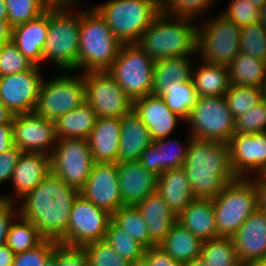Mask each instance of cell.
<instances>
[{"instance_id": "cell-1", "label": "cell", "mask_w": 266, "mask_h": 266, "mask_svg": "<svg viewBox=\"0 0 266 266\" xmlns=\"http://www.w3.org/2000/svg\"><path fill=\"white\" fill-rule=\"evenodd\" d=\"M79 193L50 172L20 199L18 215L31 221L46 239L59 241L67 233L70 211Z\"/></svg>"}, {"instance_id": "cell-2", "label": "cell", "mask_w": 266, "mask_h": 266, "mask_svg": "<svg viewBox=\"0 0 266 266\" xmlns=\"http://www.w3.org/2000/svg\"><path fill=\"white\" fill-rule=\"evenodd\" d=\"M183 170L194 198L212 200L237 179L231 168L228 143L214 140L191 137Z\"/></svg>"}, {"instance_id": "cell-3", "label": "cell", "mask_w": 266, "mask_h": 266, "mask_svg": "<svg viewBox=\"0 0 266 266\" xmlns=\"http://www.w3.org/2000/svg\"><path fill=\"white\" fill-rule=\"evenodd\" d=\"M194 18L160 13L136 42L154 61L197 53Z\"/></svg>"}, {"instance_id": "cell-4", "label": "cell", "mask_w": 266, "mask_h": 266, "mask_svg": "<svg viewBox=\"0 0 266 266\" xmlns=\"http://www.w3.org/2000/svg\"><path fill=\"white\" fill-rule=\"evenodd\" d=\"M122 43L92 7L81 10L78 70L108 71Z\"/></svg>"}, {"instance_id": "cell-5", "label": "cell", "mask_w": 266, "mask_h": 266, "mask_svg": "<svg viewBox=\"0 0 266 266\" xmlns=\"http://www.w3.org/2000/svg\"><path fill=\"white\" fill-rule=\"evenodd\" d=\"M49 10L42 62H51L62 71L78 70L81 11Z\"/></svg>"}, {"instance_id": "cell-6", "label": "cell", "mask_w": 266, "mask_h": 266, "mask_svg": "<svg viewBox=\"0 0 266 266\" xmlns=\"http://www.w3.org/2000/svg\"><path fill=\"white\" fill-rule=\"evenodd\" d=\"M93 8L122 44L136 43L161 13L160 0H107Z\"/></svg>"}, {"instance_id": "cell-7", "label": "cell", "mask_w": 266, "mask_h": 266, "mask_svg": "<svg viewBox=\"0 0 266 266\" xmlns=\"http://www.w3.org/2000/svg\"><path fill=\"white\" fill-rule=\"evenodd\" d=\"M212 201L217 237H233L247 218L257 210L255 183L251 177L237 178Z\"/></svg>"}, {"instance_id": "cell-8", "label": "cell", "mask_w": 266, "mask_h": 266, "mask_svg": "<svg viewBox=\"0 0 266 266\" xmlns=\"http://www.w3.org/2000/svg\"><path fill=\"white\" fill-rule=\"evenodd\" d=\"M154 64L136 43L122 44L108 72L133 101L152 93Z\"/></svg>"}, {"instance_id": "cell-9", "label": "cell", "mask_w": 266, "mask_h": 266, "mask_svg": "<svg viewBox=\"0 0 266 266\" xmlns=\"http://www.w3.org/2000/svg\"><path fill=\"white\" fill-rule=\"evenodd\" d=\"M215 18L197 25V54L206 63L228 66L240 53L242 28L222 14Z\"/></svg>"}, {"instance_id": "cell-10", "label": "cell", "mask_w": 266, "mask_h": 266, "mask_svg": "<svg viewBox=\"0 0 266 266\" xmlns=\"http://www.w3.org/2000/svg\"><path fill=\"white\" fill-rule=\"evenodd\" d=\"M68 72L64 71L51 80L43 79L34 111L36 114L56 121L85 102L83 72L81 76Z\"/></svg>"}, {"instance_id": "cell-11", "label": "cell", "mask_w": 266, "mask_h": 266, "mask_svg": "<svg viewBox=\"0 0 266 266\" xmlns=\"http://www.w3.org/2000/svg\"><path fill=\"white\" fill-rule=\"evenodd\" d=\"M192 137L228 143L235 133V118L224 96L198 97L186 124Z\"/></svg>"}, {"instance_id": "cell-12", "label": "cell", "mask_w": 266, "mask_h": 266, "mask_svg": "<svg viewBox=\"0 0 266 266\" xmlns=\"http://www.w3.org/2000/svg\"><path fill=\"white\" fill-rule=\"evenodd\" d=\"M94 164L88 139H59L50 155L51 172L79 191Z\"/></svg>"}, {"instance_id": "cell-13", "label": "cell", "mask_w": 266, "mask_h": 266, "mask_svg": "<svg viewBox=\"0 0 266 266\" xmlns=\"http://www.w3.org/2000/svg\"><path fill=\"white\" fill-rule=\"evenodd\" d=\"M83 77L85 102L98 118H121L132 111L133 101L108 71L86 72Z\"/></svg>"}, {"instance_id": "cell-14", "label": "cell", "mask_w": 266, "mask_h": 266, "mask_svg": "<svg viewBox=\"0 0 266 266\" xmlns=\"http://www.w3.org/2000/svg\"><path fill=\"white\" fill-rule=\"evenodd\" d=\"M111 220L112 214L96 207L79 193L70 211L67 233L58 242L83 247L87 243L103 240Z\"/></svg>"}, {"instance_id": "cell-15", "label": "cell", "mask_w": 266, "mask_h": 266, "mask_svg": "<svg viewBox=\"0 0 266 266\" xmlns=\"http://www.w3.org/2000/svg\"><path fill=\"white\" fill-rule=\"evenodd\" d=\"M231 168L236 178L266 174V132L234 133L228 142Z\"/></svg>"}, {"instance_id": "cell-16", "label": "cell", "mask_w": 266, "mask_h": 266, "mask_svg": "<svg viewBox=\"0 0 266 266\" xmlns=\"http://www.w3.org/2000/svg\"><path fill=\"white\" fill-rule=\"evenodd\" d=\"M40 67L35 65L29 71L0 77V101L14 114L35 111L43 81Z\"/></svg>"}, {"instance_id": "cell-17", "label": "cell", "mask_w": 266, "mask_h": 266, "mask_svg": "<svg viewBox=\"0 0 266 266\" xmlns=\"http://www.w3.org/2000/svg\"><path fill=\"white\" fill-rule=\"evenodd\" d=\"M12 129L13 143L23 152L52 154L57 142L55 121L35 112L17 114Z\"/></svg>"}, {"instance_id": "cell-18", "label": "cell", "mask_w": 266, "mask_h": 266, "mask_svg": "<svg viewBox=\"0 0 266 266\" xmlns=\"http://www.w3.org/2000/svg\"><path fill=\"white\" fill-rule=\"evenodd\" d=\"M80 194L96 207L110 214L123 206L117 163L94 162L91 173Z\"/></svg>"}, {"instance_id": "cell-19", "label": "cell", "mask_w": 266, "mask_h": 266, "mask_svg": "<svg viewBox=\"0 0 266 266\" xmlns=\"http://www.w3.org/2000/svg\"><path fill=\"white\" fill-rule=\"evenodd\" d=\"M132 110L148 129L152 141L171 136L178 122H184L161 97L153 94L133 100Z\"/></svg>"}, {"instance_id": "cell-20", "label": "cell", "mask_w": 266, "mask_h": 266, "mask_svg": "<svg viewBox=\"0 0 266 266\" xmlns=\"http://www.w3.org/2000/svg\"><path fill=\"white\" fill-rule=\"evenodd\" d=\"M50 172V155L22 152L10 180L13 183L14 196L5 194L0 195V198L12 202L20 201L19 199L32 191Z\"/></svg>"}, {"instance_id": "cell-21", "label": "cell", "mask_w": 266, "mask_h": 266, "mask_svg": "<svg viewBox=\"0 0 266 266\" xmlns=\"http://www.w3.org/2000/svg\"><path fill=\"white\" fill-rule=\"evenodd\" d=\"M117 172L123 206H135L157 191L158 176L139 161L117 163Z\"/></svg>"}, {"instance_id": "cell-22", "label": "cell", "mask_w": 266, "mask_h": 266, "mask_svg": "<svg viewBox=\"0 0 266 266\" xmlns=\"http://www.w3.org/2000/svg\"><path fill=\"white\" fill-rule=\"evenodd\" d=\"M241 262L266 259V213L256 210L232 237Z\"/></svg>"}, {"instance_id": "cell-23", "label": "cell", "mask_w": 266, "mask_h": 266, "mask_svg": "<svg viewBox=\"0 0 266 266\" xmlns=\"http://www.w3.org/2000/svg\"><path fill=\"white\" fill-rule=\"evenodd\" d=\"M188 136V141L184 145L181 144V141L168 137L154 140L141 153L138 161L146 170L157 176L168 169L183 167L192 137L190 134ZM172 147L174 148L172 149Z\"/></svg>"}, {"instance_id": "cell-24", "label": "cell", "mask_w": 266, "mask_h": 266, "mask_svg": "<svg viewBox=\"0 0 266 266\" xmlns=\"http://www.w3.org/2000/svg\"><path fill=\"white\" fill-rule=\"evenodd\" d=\"M135 206L147 224L150 247L158 246L177 222V215L167 206L157 191Z\"/></svg>"}, {"instance_id": "cell-25", "label": "cell", "mask_w": 266, "mask_h": 266, "mask_svg": "<svg viewBox=\"0 0 266 266\" xmlns=\"http://www.w3.org/2000/svg\"><path fill=\"white\" fill-rule=\"evenodd\" d=\"M121 118H97L88 143L94 162L118 163Z\"/></svg>"}, {"instance_id": "cell-26", "label": "cell", "mask_w": 266, "mask_h": 266, "mask_svg": "<svg viewBox=\"0 0 266 266\" xmlns=\"http://www.w3.org/2000/svg\"><path fill=\"white\" fill-rule=\"evenodd\" d=\"M49 28V10L34 20L12 28L11 41L35 65L42 64V51Z\"/></svg>"}, {"instance_id": "cell-27", "label": "cell", "mask_w": 266, "mask_h": 266, "mask_svg": "<svg viewBox=\"0 0 266 266\" xmlns=\"http://www.w3.org/2000/svg\"><path fill=\"white\" fill-rule=\"evenodd\" d=\"M120 132L118 163L138 161L141 153L152 143V139L133 110L121 117Z\"/></svg>"}, {"instance_id": "cell-28", "label": "cell", "mask_w": 266, "mask_h": 266, "mask_svg": "<svg viewBox=\"0 0 266 266\" xmlns=\"http://www.w3.org/2000/svg\"><path fill=\"white\" fill-rule=\"evenodd\" d=\"M177 222L202 241L217 237L215 211L211 199L195 198L177 215Z\"/></svg>"}, {"instance_id": "cell-29", "label": "cell", "mask_w": 266, "mask_h": 266, "mask_svg": "<svg viewBox=\"0 0 266 266\" xmlns=\"http://www.w3.org/2000/svg\"><path fill=\"white\" fill-rule=\"evenodd\" d=\"M157 192L176 215L195 199L183 167L168 169L158 176Z\"/></svg>"}, {"instance_id": "cell-30", "label": "cell", "mask_w": 266, "mask_h": 266, "mask_svg": "<svg viewBox=\"0 0 266 266\" xmlns=\"http://www.w3.org/2000/svg\"><path fill=\"white\" fill-rule=\"evenodd\" d=\"M97 118L95 110L84 102L81 106L63 114L55 121L57 140L65 138L88 139Z\"/></svg>"}, {"instance_id": "cell-31", "label": "cell", "mask_w": 266, "mask_h": 266, "mask_svg": "<svg viewBox=\"0 0 266 266\" xmlns=\"http://www.w3.org/2000/svg\"><path fill=\"white\" fill-rule=\"evenodd\" d=\"M201 62L193 67L191 78L198 97L224 96L230 86L228 67Z\"/></svg>"}, {"instance_id": "cell-32", "label": "cell", "mask_w": 266, "mask_h": 266, "mask_svg": "<svg viewBox=\"0 0 266 266\" xmlns=\"http://www.w3.org/2000/svg\"><path fill=\"white\" fill-rule=\"evenodd\" d=\"M202 244L203 241L199 237L176 222L158 246L171 258L183 265L194 258L200 257Z\"/></svg>"}, {"instance_id": "cell-33", "label": "cell", "mask_w": 266, "mask_h": 266, "mask_svg": "<svg viewBox=\"0 0 266 266\" xmlns=\"http://www.w3.org/2000/svg\"><path fill=\"white\" fill-rule=\"evenodd\" d=\"M227 67L230 84L265 89L266 61L240 52Z\"/></svg>"}, {"instance_id": "cell-34", "label": "cell", "mask_w": 266, "mask_h": 266, "mask_svg": "<svg viewBox=\"0 0 266 266\" xmlns=\"http://www.w3.org/2000/svg\"><path fill=\"white\" fill-rule=\"evenodd\" d=\"M153 95L161 97L167 106L186 121L190 115L191 109L197 102L198 95L190 81H174L165 89H152Z\"/></svg>"}, {"instance_id": "cell-35", "label": "cell", "mask_w": 266, "mask_h": 266, "mask_svg": "<svg viewBox=\"0 0 266 266\" xmlns=\"http://www.w3.org/2000/svg\"><path fill=\"white\" fill-rule=\"evenodd\" d=\"M191 55L160 59L154 64L152 89H165L174 81H190L194 63Z\"/></svg>"}, {"instance_id": "cell-36", "label": "cell", "mask_w": 266, "mask_h": 266, "mask_svg": "<svg viewBox=\"0 0 266 266\" xmlns=\"http://www.w3.org/2000/svg\"><path fill=\"white\" fill-rule=\"evenodd\" d=\"M45 239L31 221L17 215L10 223L5 244L18 254L36 248Z\"/></svg>"}, {"instance_id": "cell-37", "label": "cell", "mask_w": 266, "mask_h": 266, "mask_svg": "<svg viewBox=\"0 0 266 266\" xmlns=\"http://www.w3.org/2000/svg\"><path fill=\"white\" fill-rule=\"evenodd\" d=\"M200 257L208 266H239L232 237L218 236L203 241Z\"/></svg>"}, {"instance_id": "cell-38", "label": "cell", "mask_w": 266, "mask_h": 266, "mask_svg": "<svg viewBox=\"0 0 266 266\" xmlns=\"http://www.w3.org/2000/svg\"><path fill=\"white\" fill-rule=\"evenodd\" d=\"M112 221L145 249L150 248L148 227L136 206H122L112 214Z\"/></svg>"}, {"instance_id": "cell-39", "label": "cell", "mask_w": 266, "mask_h": 266, "mask_svg": "<svg viewBox=\"0 0 266 266\" xmlns=\"http://www.w3.org/2000/svg\"><path fill=\"white\" fill-rule=\"evenodd\" d=\"M265 89L230 84L224 94L234 118L240 117L264 100Z\"/></svg>"}, {"instance_id": "cell-40", "label": "cell", "mask_w": 266, "mask_h": 266, "mask_svg": "<svg viewBox=\"0 0 266 266\" xmlns=\"http://www.w3.org/2000/svg\"><path fill=\"white\" fill-rule=\"evenodd\" d=\"M111 247L130 263L144 256L145 248L136 242L128 233L118 227L112 220L108 226L105 238Z\"/></svg>"}, {"instance_id": "cell-41", "label": "cell", "mask_w": 266, "mask_h": 266, "mask_svg": "<svg viewBox=\"0 0 266 266\" xmlns=\"http://www.w3.org/2000/svg\"><path fill=\"white\" fill-rule=\"evenodd\" d=\"M239 47L241 53L266 61V27L260 21L243 27Z\"/></svg>"}, {"instance_id": "cell-42", "label": "cell", "mask_w": 266, "mask_h": 266, "mask_svg": "<svg viewBox=\"0 0 266 266\" xmlns=\"http://www.w3.org/2000/svg\"><path fill=\"white\" fill-rule=\"evenodd\" d=\"M216 0H160L161 13L168 16L197 18L211 9Z\"/></svg>"}, {"instance_id": "cell-43", "label": "cell", "mask_w": 266, "mask_h": 266, "mask_svg": "<svg viewBox=\"0 0 266 266\" xmlns=\"http://www.w3.org/2000/svg\"><path fill=\"white\" fill-rule=\"evenodd\" d=\"M92 266H130L131 263L122 258L106 240L87 243L83 246Z\"/></svg>"}, {"instance_id": "cell-44", "label": "cell", "mask_w": 266, "mask_h": 266, "mask_svg": "<svg viewBox=\"0 0 266 266\" xmlns=\"http://www.w3.org/2000/svg\"><path fill=\"white\" fill-rule=\"evenodd\" d=\"M8 13V22L13 28L41 16L47 10L41 0H4Z\"/></svg>"}, {"instance_id": "cell-45", "label": "cell", "mask_w": 266, "mask_h": 266, "mask_svg": "<svg viewBox=\"0 0 266 266\" xmlns=\"http://www.w3.org/2000/svg\"><path fill=\"white\" fill-rule=\"evenodd\" d=\"M35 64L9 41L0 47V77L31 70Z\"/></svg>"}, {"instance_id": "cell-46", "label": "cell", "mask_w": 266, "mask_h": 266, "mask_svg": "<svg viewBox=\"0 0 266 266\" xmlns=\"http://www.w3.org/2000/svg\"><path fill=\"white\" fill-rule=\"evenodd\" d=\"M220 14L240 28H243L259 21L260 8L247 0H230L228 8L221 11Z\"/></svg>"}, {"instance_id": "cell-47", "label": "cell", "mask_w": 266, "mask_h": 266, "mask_svg": "<svg viewBox=\"0 0 266 266\" xmlns=\"http://www.w3.org/2000/svg\"><path fill=\"white\" fill-rule=\"evenodd\" d=\"M266 132V101L235 118V133L256 134Z\"/></svg>"}, {"instance_id": "cell-48", "label": "cell", "mask_w": 266, "mask_h": 266, "mask_svg": "<svg viewBox=\"0 0 266 266\" xmlns=\"http://www.w3.org/2000/svg\"><path fill=\"white\" fill-rule=\"evenodd\" d=\"M58 243L57 240L45 239L36 248L15 254L12 266H45Z\"/></svg>"}, {"instance_id": "cell-49", "label": "cell", "mask_w": 266, "mask_h": 266, "mask_svg": "<svg viewBox=\"0 0 266 266\" xmlns=\"http://www.w3.org/2000/svg\"><path fill=\"white\" fill-rule=\"evenodd\" d=\"M52 257L57 266H87L88 257L83 247L67 246L58 243L53 250Z\"/></svg>"}, {"instance_id": "cell-50", "label": "cell", "mask_w": 266, "mask_h": 266, "mask_svg": "<svg viewBox=\"0 0 266 266\" xmlns=\"http://www.w3.org/2000/svg\"><path fill=\"white\" fill-rule=\"evenodd\" d=\"M22 152L21 149L14 145L9 150L0 153V185L11 180L12 173Z\"/></svg>"}, {"instance_id": "cell-51", "label": "cell", "mask_w": 266, "mask_h": 266, "mask_svg": "<svg viewBox=\"0 0 266 266\" xmlns=\"http://www.w3.org/2000/svg\"><path fill=\"white\" fill-rule=\"evenodd\" d=\"M16 203L17 202L7 201L0 198V247L5 245L10 223L18 215Z\"/></svg>"}, {"instance_id": "cell-52", "label": "cell", "mask_w": 266, "mask_h": 266, "mask_svg": "<svg viewBox=\"0 0 266 266\" xmlns=\"http://www.w3.org/2000/svg\"><path fill=\"white\" fill-rule=\"evenodd\" d=\"M144 257L150 266H183L179 261L171 258L160 246L145 249Z\"/></svg>"}, {"instance_id": "cell-53", "label": "cell", "mask_w": 266, "mask_h": 266, "mask_svg": "<svg viewBox=\"0 0 266 266\" xmlns=\"http://www.w3.org/2000/svg\"><path fill=\"white\" fill-rule=\"evenodd\" d=\"M251 180L255 183L257 210L266 213V174L253 176Z\"/></svg>"}, {"instance_id": "cell-54", "label": "cell", "mask_w": 266, "mask_h": 266, "mask_svg": "<svg viewBox=\"0 0 266 266\" xmlns=\"http://www.w3.org/2000/svg\"><path fill=\"white\" fill-rule=\"evenodd\" d=\"M14 146L12 124H0V153Z\"/></svg>"}, {"instance_id": "cell-55", "label": "cell", "mask_w": 266, "mask_h": 266, "mask_svg": "<svg viewBox=\"0 0 266 266\" xmlns=\"http://www.w3.org/2000/svg\"><path fill=\"white\" fill-rule=\"evenodd\" d=\"M79 0H41L43 7L48 10H71Z\"/></svg>"}, {"instance_id": "cell-56", "label": "cell", "mask_w": 266, "mask_h": 266, "mask_svg": "<svg viewBox=\"0 0 266 266\" xmlns=\"http://www.w3.org/2000/svg\"><path fill=\"white\" fill-rule=\"evenodd\" d=\"M15 253L5 244L0 247V266H12Z\"/></svg>"}, {"instance_id": "cell-57", "label": "cell", "mask_w": 266, "mask_h": 266, "mask_svg": "<svg viewBox=\"0 0 266 266\" xmlns=\"http://www.w3.org/2000/svg\"><path fill=\"white\" fill-rule=\"evenodd\" d=\"M12 27L8 20H0V47L11 41Z\"/></svg>"}, {"instance_id": "cell-58", "label": "cell", "mask_w": 266, "mask_h": 266, "mask_svg": "<svg viewBox=\"0 0 266 266\" xmlns=\"http://www.w3.org/2000/svg\"><path fill=\"white\" fill-rule=\"evenodd\" d=\"M15 115L16 114L0 101V124H13Z\"/></svg>"}, {"instance_id": "cell-59", "label": "cell", "mask_w": 266, "mask_h": 266, "mask_svg": "<svg viewBox=\"0 0 266 266\" xmlns=\"http://www.w3.org/2000/svg\"><path fill=\"white\" fill-rule=\"evenodd\" d=\"M183 266H208L201 257L194 258L186 263Z\"/></svg>"}, {"instance_id": "cell-60", "label": "cell", "mask_w": 266, "mask_h": 266, "mask_svg": "<svg viewBox=\"0 0 266 266\" xmlns=\"http://www.w3.org/2000/svg\"><path fill=\"white\" fill-rule=\"evenodd\" d=\"M0 20H8V13L4 0H0Z\"/></svg>"}, {"instance_id": "cell-61", "label": "cell", "mask_w": 266, "mask_h": 266, "mask_svg": "<svg viewBox=\"0 0 266 266\" xmlns=\"http://www.w3.org/2000/svg\"><path fill=\"white\" fill-rule=\"evenodd\" d=\"M239 266H266L265 260L245 261L241 262Z\"/></svg>"}, {"instance_id": "cell-62", "label": "cell", "mask_w": 266, "mask_h": 266, "mask_svg": "<svg viewBox=\"0 0 266 266\" xmlns=\"http://www.w3.org/2000/svg\"><path fill=\"white\" fill-rule=\"evenodd\" d=\"M130 266H150L148 260L143 256L140 259L132 262Z\"/></svg>"}, {"instance_id": "cell-63", "label": "cell", "mask_w": 266, "mask_h": 266, "mask_svg": "<svg viewBox=\"0 0 266 266\" xmlns=\"http://www.w3.org/2000/svg\"><path fill=\"white\" fill-rule=\"evenodd\" d=\"M259 21L266 27V4L260 8V19Z\"/></svg>"}, {"instance_id": "cell-64", "label": "cell", "mask_w": 266, "mask_h": 266, "mask_svg": "<svg viewBox=\"0 0 266 266\" xmlns=\"http://www.w3.org/2000/svg\"><path fill=\"white\" fill-rule=\"evenodd\" d=\"M247 1H249L251 4H253L258 8H262L263 5L266 4V0H247Z\"/></svg>"}, {"instance_id": "cell-65", "label": "cell", "mask_w": 266, "mask_h": 266, "mask_svg": "<svg viewBox=\"0 0 266 266\" xmlns=\"http://www.w3.org/2000/svg\"><path fill=\"white\" fill-rule=\"evenodd\" d=\"M45 266H57L55 259L51 256L45 263Z\"/></svg>"}, {"instance_id": "cell-66", "label": "cell", "mask_w": 266, "mask_h": 266, "mask_svg": "<svg viewBox=\"0 0 266 266\" xmlns=\"http://www.w3.org/2000/svg\"><path fill=\"white\" fill-rule=\"evenodd\" d=\"M264 100L266 101V87H265V92H264Z\"/></svg>"}]
</instances>
